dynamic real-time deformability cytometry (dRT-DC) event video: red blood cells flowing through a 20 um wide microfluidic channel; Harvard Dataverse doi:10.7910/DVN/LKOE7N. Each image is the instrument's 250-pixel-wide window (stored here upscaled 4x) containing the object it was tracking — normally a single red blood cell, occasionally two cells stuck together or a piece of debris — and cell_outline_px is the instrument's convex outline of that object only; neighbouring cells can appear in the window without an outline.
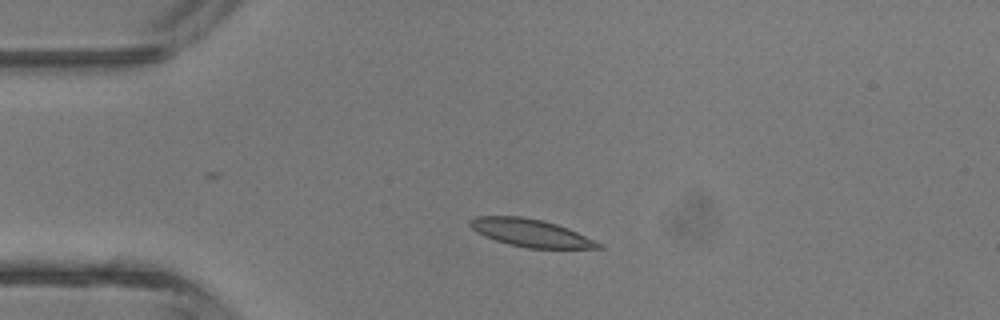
{"species": "common noctule bat (a hibernating species)", "species_latin": "Nyctalus noctula", "temperature_condition": "room temperature", "stored_images_in_passage": 3, "camera_frame_rate_fps": 3000, "um_per_image_px": 0.085, "animal": {"sex": "male", "body_mass_g": 13.3}, "frame": {"image": 1, "passage_image": 2, "time_ms": 1.0, "image_size_px": [1000, 320], "cell_outline_px": [[604, 248], [528, 248], [508, 244], [496, 240], [476, 232], [468, 224], [468, 220], [476, 216], [520, 216], [540, 220], [556, 224], [568, 228], [604, 244]], "centroid_in_image_um": [45.11, 19.79], "position_along_channel_um": 39.9, "area_um2": 20.58}}